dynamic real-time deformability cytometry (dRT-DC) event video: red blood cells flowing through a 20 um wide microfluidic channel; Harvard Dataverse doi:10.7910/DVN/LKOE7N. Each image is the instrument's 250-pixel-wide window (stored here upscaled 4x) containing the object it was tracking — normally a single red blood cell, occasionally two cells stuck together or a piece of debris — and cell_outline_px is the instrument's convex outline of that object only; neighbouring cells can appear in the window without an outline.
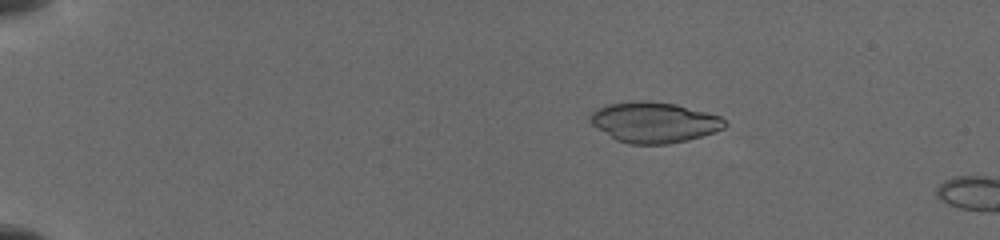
{"species": "common noctule bat (a hibernating species)", "species_latin": "Nyctalus noctula", "temperature_condition": "cold", "stored_images_in_passage": 40, "camera_frame_rate_fps": 3000, "um_per_image_px": 0.085, "animal": {"sex": "female", "body_mass_g": 19.5, "forearm_length_mm": 54.1}, "frame": {"image": 1, "passage_image": 3, "time_ms": 0.333, "image_size_px": [1000, 240], "cell_outline_px": [[728, 124], [724, 128], [688, 140], [668, 144], [632, 144], [616, 140], [596, 128], [588, 120], [588, 116], [596, 108], [608, 104], [640, 100], [648, 100], [676, 104], [720, 116]], "centroid_in_image_um": [55.55, 10.39], "position_along_channel_um": 29.4, "area_um2": 31.85}}